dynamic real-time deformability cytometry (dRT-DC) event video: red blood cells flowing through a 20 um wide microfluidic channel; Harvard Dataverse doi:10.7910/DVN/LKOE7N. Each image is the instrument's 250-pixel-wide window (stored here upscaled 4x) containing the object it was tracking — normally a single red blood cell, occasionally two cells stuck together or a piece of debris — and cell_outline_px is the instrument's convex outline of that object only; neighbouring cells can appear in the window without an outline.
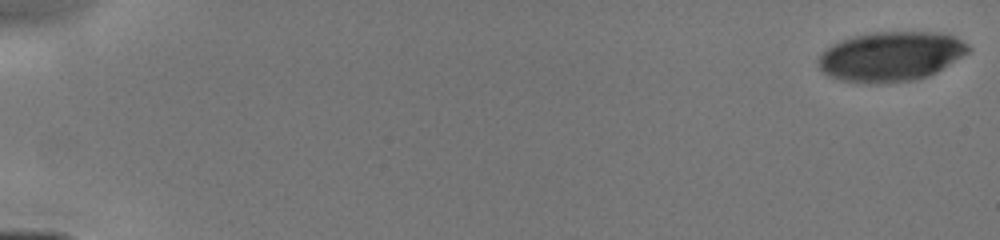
{"species": "human", "species_latin": "Homo sapiens", "temperature_condition": "cold", "stored_images_in_passage": 53, "camera_frame_rate_fps": 3000, "um_per_image_px": 0.085, "donor": {"sex": "male"}, "frame": {"image": 1, "passage_image": 1, "time_ms": 0.0, "image_size_px": [1000, 240], "cell_outline_px": [[972, 48], [968, 52], [936, 72], [928, 76], [916, 80], [844, 80], [828, 76], [816, 64], [816, 60], [832, 44], [840, 40], [852, 36], [876, 32], [940, 32], [952, 36], [968, 44]], "centroid_in_image_um": [75.73, 4.74], "position_along_channel_um": 9.3, "area_um2": 42.19}}
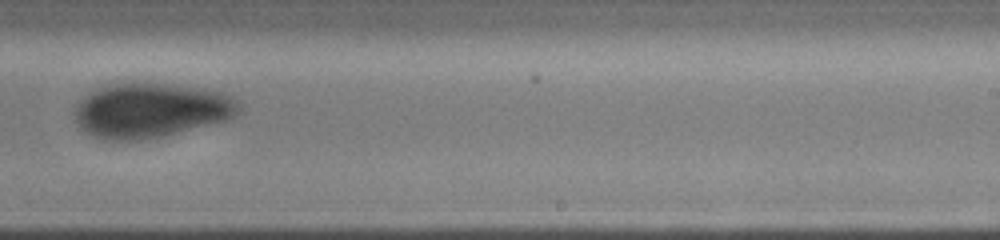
{"frame": {"image": 2, "passage_image": 35, "time_ms": 10.333, "image_size_px": [1000, 240], "cell_outline_px": [[240, 112], [228, 120], [164, 136], [136, 140], [104, 140], [92, 136], [84, 132], [80, 128], [72, 112], [76, 104], [88, 92], [96, 88], [108, 84], [168, 84], [204, 88], [220, 92], [236, 100], [240, 104]], "centroid_in_image_um": [12.78, 9.39], "position_along_channel_um": 276.2, "area_um2": 52.42}}
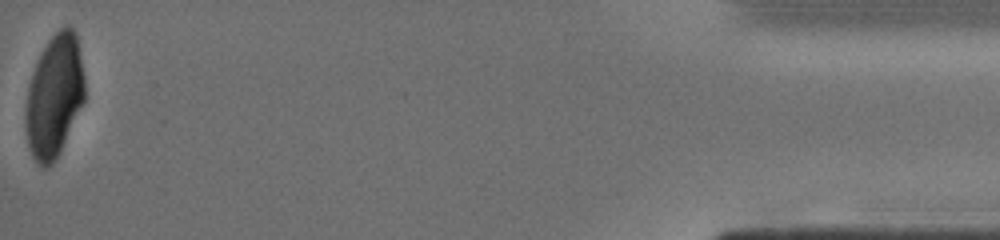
{"frame": {"image": 3, "passage_image": 53, "time_ms": 15.667, "image_size_px": [1000, 240], "cell_outline_px": [[84, 100], [60, 152], [52, 164], [48, 168], [44, 168], [36, 164], [28, 148], [24, 128], [24, 120], [28, 88], [32, 72], [40, 52], [48, 40], [64, 24], [68, 24], [76, 32], [84, 76]], "centroid_in_image_um": [4.59, 8.18], "position_along_channel_um": 430.6, "area_um2": 42.54}}